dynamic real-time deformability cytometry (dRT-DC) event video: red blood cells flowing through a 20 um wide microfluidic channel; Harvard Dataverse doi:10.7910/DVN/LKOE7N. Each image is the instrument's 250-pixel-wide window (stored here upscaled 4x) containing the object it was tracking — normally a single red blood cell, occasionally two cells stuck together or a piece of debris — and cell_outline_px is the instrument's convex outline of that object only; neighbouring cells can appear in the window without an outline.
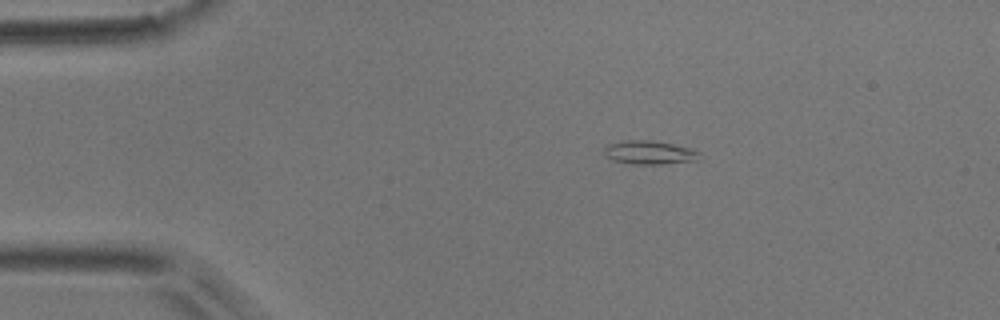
{"species": "common noctule bat (a hibernating species)", "species_latin": "Nyctalus noctula", "temperature_condition": "room temperature", "stored_images_in_passage": 6, "camera_frame_rate_fps": 3000, "um_per_image_px": 0.085, "animal": {"sex": "male", "body_mass_g": 17.9}, "frame": {"image": 1, "passage_image": 6, "time_ms": 5.667, "image_size_px": [1000, 320], "cell_outline_px": [[704, 156], [696, 160], [660, 164], [632, 164], [612, 160], [604, 152], [604, 148], [608, 144], [628, 140], [652, 140], [692, 148], [700, 152]], "centroid_in_image_um": [55.25, 12.96], "position_along_channel_um": 29.8, "area_um2": 13.12}}